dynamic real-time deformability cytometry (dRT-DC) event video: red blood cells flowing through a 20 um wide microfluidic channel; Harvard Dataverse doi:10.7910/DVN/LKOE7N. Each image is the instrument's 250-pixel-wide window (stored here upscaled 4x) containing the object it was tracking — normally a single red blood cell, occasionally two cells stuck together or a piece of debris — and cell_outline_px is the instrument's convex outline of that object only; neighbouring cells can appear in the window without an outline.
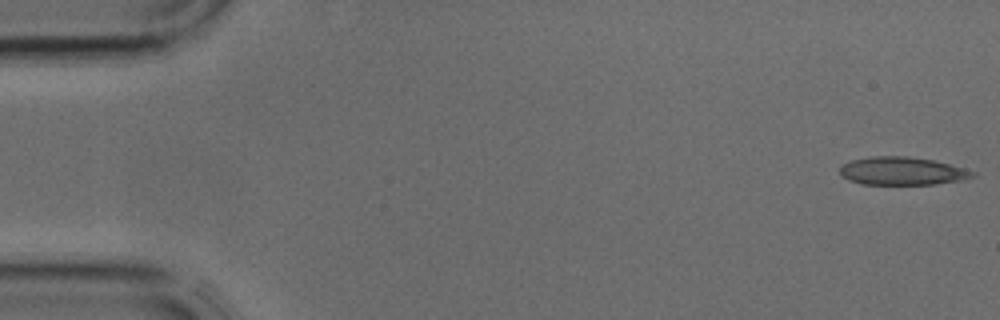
{"species": "common noctule bat (a hibernating species)", "species_latin": "Nyctalus noctula", "temperature_condition": "cold", "stored_images_in_passage": 10, "camera_frame_rate_fps": 3000, "um_per_image_px": 0.085, "animal": {"sex": "male", "body_mass_g": 17.9, "forearm_length_mm": 54.2}, "frame": {"image": 1, "passage_image": 1, "time_ms": 0.0, "image_size_px": [1000, 320], "cell_outline_px": [[976, 176], [964, 180], [936, 184], [860, 184], [848, 180], [840, 176], [840, 164], [852, 160], [872, 156], [908, 156], [932, 160], [964, 168], [976, 172]], "centroid_in_image_um": [76.66, 14.54], "position_along_channel_um": 8.3, "area_um2": 21.85}}
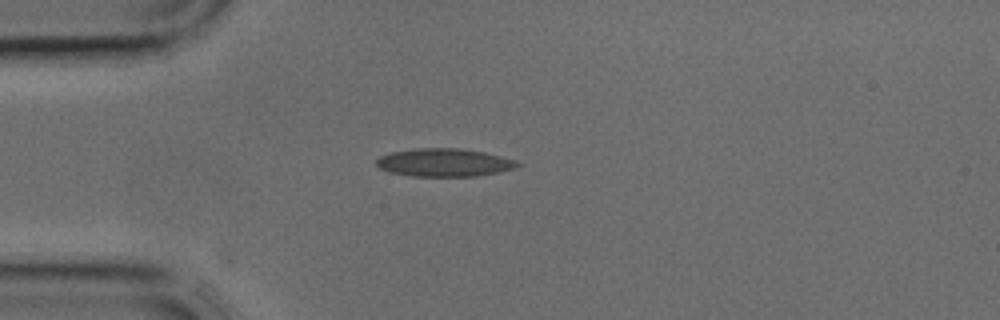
{"frame": {"image": 2, "passage_image": 10, "time_ms": 3.0, "image_size_px": [1000, 320], "cell_outline_px": [[520, 164], [516, 168], [476, 176], [412, 176], [392, 172], [380, 168], [376, 164], [376, 160], [380, 156], [392, 152], [416, 148], [460, 148], [484, 152], [516, 160]], "centroid_in_image_um": [37.76, 13.81], "position_along_channel_um": 47.2, "area_um2": 22.83}}